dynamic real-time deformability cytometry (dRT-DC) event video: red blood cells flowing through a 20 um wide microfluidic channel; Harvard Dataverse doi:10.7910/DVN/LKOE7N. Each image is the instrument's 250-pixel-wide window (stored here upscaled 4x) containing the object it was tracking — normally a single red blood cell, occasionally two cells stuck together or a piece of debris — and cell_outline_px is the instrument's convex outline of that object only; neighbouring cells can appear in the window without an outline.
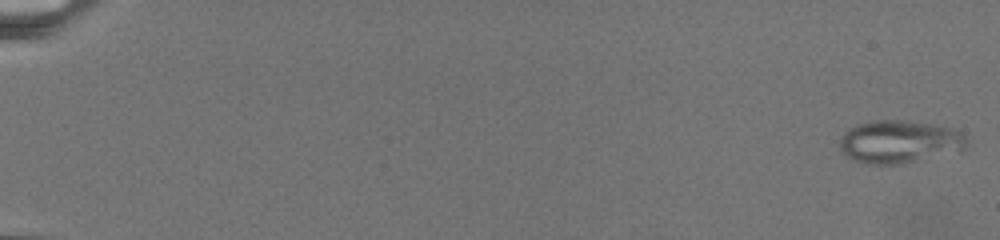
{"species": "common noctule bat (a hibernating species)", "species_latin": "Nyctalus noctula", "temperature_condition": "warm", "stored_images_in_passage": 48, "camera_frame_rate_fps": 3000, "um_per_image_px": 0.085, "animal": {"sex": "female", "body_mass_g": 19.5, "forearm_length_mm": 54.1}, "frame": {"image": 1, "passage_image": 1, "time_ms": 0.0, "image_size_px": [1000, 240], "cell_outline_px": [[968, 144], [964, 148], [900, 164], [872, 164], [852, 160], [840, 152], [840, 140], [852, 128], [860, 124], [876, 120], [904, 120], [928, 124], [948, 128], [960, 132], [968, 140]], "centroid_in_image_um": [76.4, 12.05], "position_along_channel_um": 8.6, "area_um2": 30.69}}
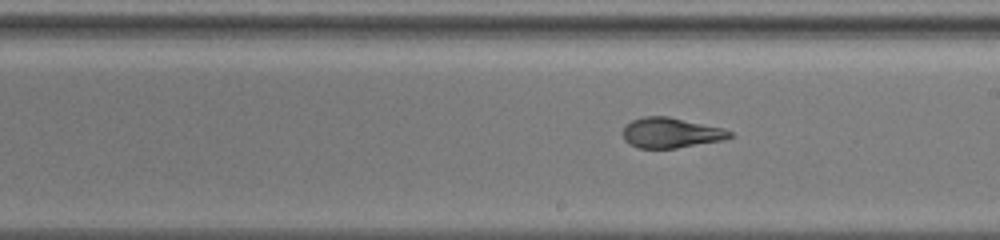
{"frame": {"image": 2, "passage_image": 29, "time_ms": 14.667, "image_size_px": [1000, 240], "cell_outline_px": [[732, 136], [724, 140], [676, 148], [636, 148], [628, 144], [624, 140], [624, 128], [632, 120], [644, 116], [668, 116], [724, 128], [732, 132]], "centroid_in_image_um": [57.03, 11.29], "position_along_channel_um": 232.0, "area_um2": 18.84}}
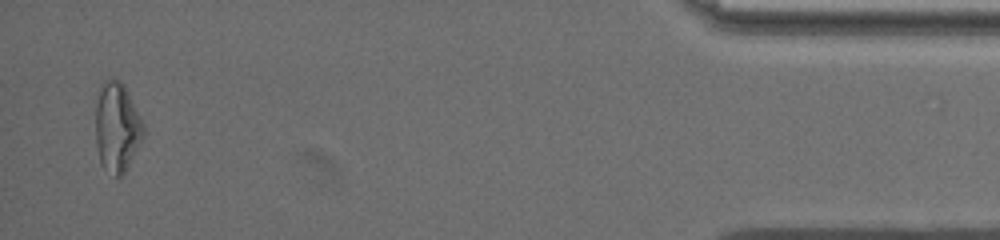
{"frame": {"image": 3, "passage_image": 48, "time_ms": 23.667, "image_size_px": [1000, 240], "cell_outline_px": [[144, 136], [124, 172], [120, 176], [116, 176], [104, 168], [100, 164], [96, 144], [96, 104], [100, 84], [104, 80], [112, 76], [120, 80], [124, 84], [144, 124]], "centroid_in_image_um": [9.93, 10.75], "position_along_channel_um": 425.3, "area_um2": 25.03}}